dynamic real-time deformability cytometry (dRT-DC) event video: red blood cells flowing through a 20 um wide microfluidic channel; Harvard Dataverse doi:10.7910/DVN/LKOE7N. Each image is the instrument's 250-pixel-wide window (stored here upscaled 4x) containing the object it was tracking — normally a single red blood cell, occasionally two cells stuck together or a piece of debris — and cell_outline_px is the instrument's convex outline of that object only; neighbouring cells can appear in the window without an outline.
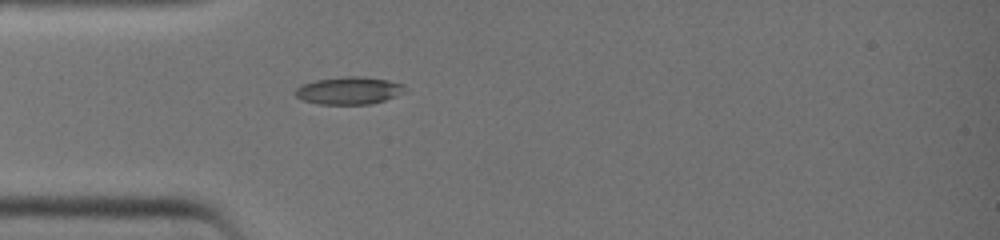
{"species": "common noctule bat (a hibernating species)", "species_latin": "Nyctalus noctula", "temperature_condition": "warm", "stored_images_in_passage": 8, "camera_frame_rate_fps": 3000, "um_per_image_px": 0.085, "animal": {"sex": "female", "body_mass_g": 19.0, "forearm_length_mm": 51.5}, "frame": {"image": 1, "passage_image": 1, "time_ms": 0.0, "image_size_px": [1000, 240], "cell_outline_px": [[404, 84], [400, 92], [384, 100], [372, 104], [320, 104], [304, 100], [296, 96], [296, 88], [300, 84], [316, 80], [344, 76], [364, 76], [388, 80]], "centroid_in_image_um": [29.6, 7.68], "position_along_channel_um": 55.4, "area_um2": 17.28}}
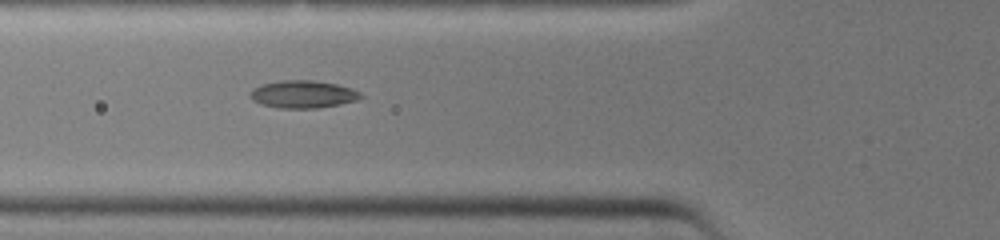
{"frame": {"image": 2, "passage_image": 4, "time_ms": 1.0, "image_size_px": [1000, 240], "cell_outline_px": [[364, 96], [356, 100], [340, 104], [316, 108], [280, 108], [260, 104], [252, 100], [252, 88], [260, 84], [280, 80], [312, 80], [336, 84], [352, 88], [360, 92]], "centroid_in_image_um": [25.75, 8.0], "position_along_channel_um": 100.0, "area_um2": 17.74}}